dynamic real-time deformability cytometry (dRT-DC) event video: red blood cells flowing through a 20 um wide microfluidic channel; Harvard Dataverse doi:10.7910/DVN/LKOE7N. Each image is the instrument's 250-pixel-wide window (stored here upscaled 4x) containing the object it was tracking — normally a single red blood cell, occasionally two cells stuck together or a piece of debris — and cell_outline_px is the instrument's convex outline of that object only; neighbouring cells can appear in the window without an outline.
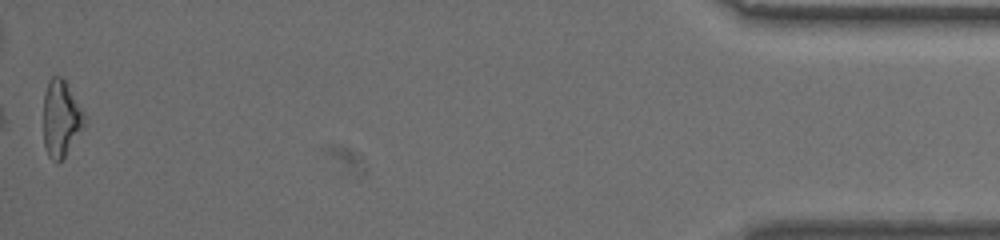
{"species": "common noctule bat (a hibernating species)", "species_latin": "Nyctalus noctula", "temperature_condition": "warm", "stored_images_in_passage": 41, "camera_frame_rate_fps": 3000, "um_per_image_px": 0.085, "animal": {"sex": "female", "body_mass_g": 19.5, "forearm_length_mm": 54.1}, "frame": {"image": 1, "passage_image": 41, "time_ms": 13.333, "image_size_px": [1000, 240], "cell_outline_px": [[84, 124], [64, 156], [56, 164], [48, 156], [44, 144], [44, 92], [48, 80], [52, 76], [60, 76], [64, 80], [80, 108], [84, 116]], "centroid_in_image_um": [5.13, 10.07], "position_along_channel_um": 430.1, "area_um2": 17.57}, "authors_computed_cell_mechanics": {"area_um2": 17.6868, "velocity_mm_per_s": 3.3754, "shape_relaxation_time_tau1_ms": 9.4077, "shape_relaxation_time_tau2_ms": 2.5045, "deformation_change_tau1": 0.272, "deformation_change_tau2": 0.0839}}